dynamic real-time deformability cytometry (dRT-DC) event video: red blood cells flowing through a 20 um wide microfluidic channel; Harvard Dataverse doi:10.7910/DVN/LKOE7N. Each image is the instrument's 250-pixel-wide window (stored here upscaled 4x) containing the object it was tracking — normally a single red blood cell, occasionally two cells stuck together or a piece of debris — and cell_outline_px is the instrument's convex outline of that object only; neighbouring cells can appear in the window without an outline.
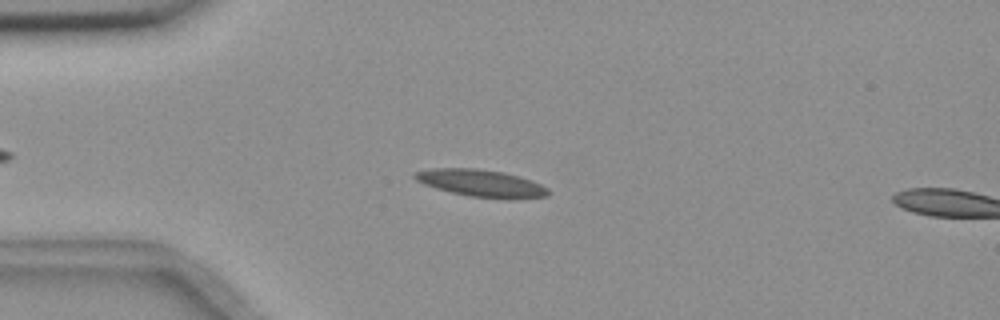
{"species": "common noctule bat (a hibernating species)", "species_latin": "Nyctalus noctula", "temperature_condition": "room temperature", "stored_images_in_passage": 48, "camera_frame_rate_fps": 3000, "um_per_image_px": 0.085, "animal": {"sex": "female", "body_mass_g": 18.4}, "frame": {"image": 1, "passage_image": 11, "time_ms": 3.333, "image_size_px": [1000, 320], "cell_outline_px": [[552, 192], [548, 196], [512, 200], [504, 200], [468, 196], [436, 188], [424, 184], [416, 180], [412, 176], [416, 172], [432, 168], [476, 168], [504, 172], [532, 180], [548, 188]], "centroid_in_image_um": [40.97, 15.59], "position_along_channel_um": 44.0, "area_um2": 21.5}}
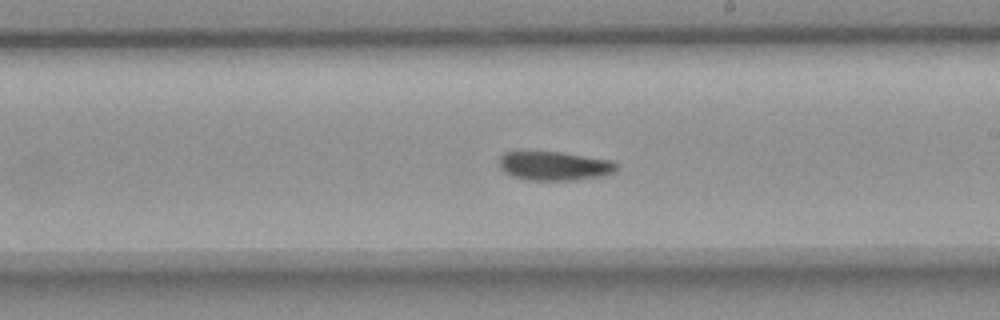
{"frame": {"image": 2, "passage_image": 29, "time_ms": 9.333, "image_size_px": [1000, 320], "cell_outline_px": [[616, 168], [612, 172], [604, 176], [576, 180], [524, 180], [512, 176], [504, 172], [500, 168], [500, 156], [504, 152], [560, 152], [612, 160], [616, 164]], "centroid_in_image_um": [47.1, 14.11], "position_along_channel_um": 241.9, "area_um2": 19.77}}
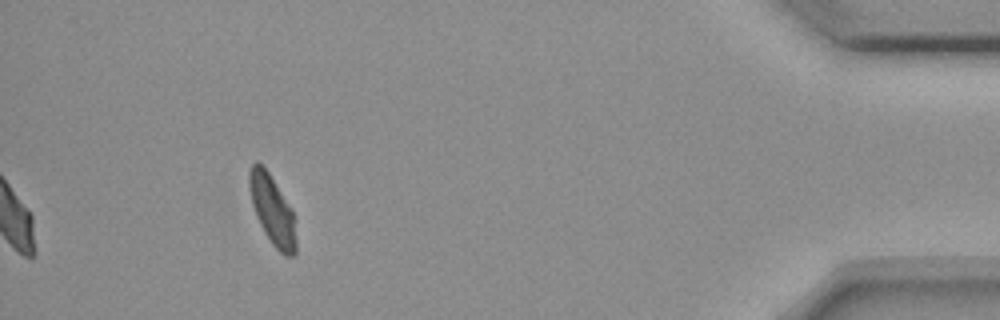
{"frame": {"image": 3, "passage_image": 48, "time_ms": 15.667, "image_size_px": [1000, 320], "cell_outline_px": [[296, 252], [292, 256], [284, 256], [272, 244], [264, 232], [256, 216], [252, 204], [248, 184], [248, 172], [252, 164], [256, 160], [268, 172], [292, 212], [296, 240]], "centroid_in_image_um": [23.11, 17.87], "position_along_channel_um": 412.1, "area_um2": 18.44}, "authors_computed_cell_mechanics": {"area_um2": 19.9988, "velocity_mm_per_s": 3.6459, "shape_relaxation_time_tau1_ms": 8.0125, "shape_relaxation_time_tau2_ms": null, "deformation_change_tau1": 0.1774, "deformation_change_tau2": null}}